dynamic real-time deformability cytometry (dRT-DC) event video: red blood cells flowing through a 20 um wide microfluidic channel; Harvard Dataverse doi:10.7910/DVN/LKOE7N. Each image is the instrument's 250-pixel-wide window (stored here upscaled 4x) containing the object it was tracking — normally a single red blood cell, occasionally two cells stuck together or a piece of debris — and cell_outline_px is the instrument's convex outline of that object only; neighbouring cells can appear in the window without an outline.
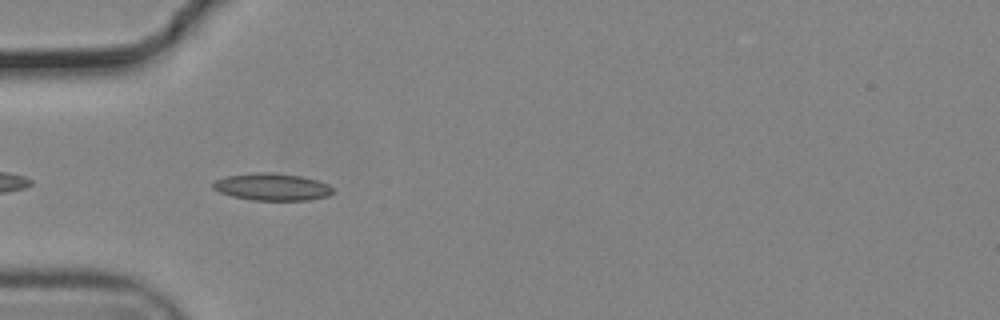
{"species": "common noctule bat (a hibernating species)", "species_latin": "Nyctalus noctula", "temperature_condition": "cold", "stored_images_in_passage": 13, "camera_frame_rate_fps": 3000, "um_per_image_px": 0.085, "animal": {"sex": "male", "body_mass_g": 19.2, "forearm_length_mm": 51.8}, "frame": {"image": 1, "passage_image": 3, "time_ms": 0.667, "image_size_px": [1000, 320], "cell_outline_px": [[332, 192], [328, 196], [308, 200], [252, 200], [232, 196], [220, 192], [212, 188], [212, 184], [216, 180], [228, 176], [256, 172], [272, 172], [300, 176], [316, 180], [328, 184], [332, 188]], "centroid_in_image_um": [23.12, 15.88], "position_along_channel_um": 61.9, "area_um2": 18.84}}